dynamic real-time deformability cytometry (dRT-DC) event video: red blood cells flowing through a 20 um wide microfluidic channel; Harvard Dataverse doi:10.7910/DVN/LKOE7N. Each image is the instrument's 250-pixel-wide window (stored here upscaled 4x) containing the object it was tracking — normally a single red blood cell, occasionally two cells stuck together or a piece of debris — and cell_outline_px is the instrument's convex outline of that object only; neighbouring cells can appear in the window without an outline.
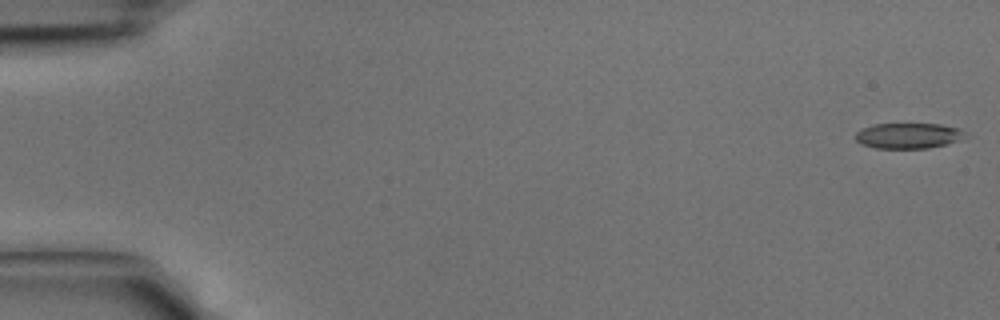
{"species": "common noctule bat (a hibernating species)", "species_latin": "Nyctalus noctula", "temperature_condition": "cold", "stored_images_in_passage": 42, "camera_frame_rate_fps": 3000, "um_per_image_px": 0.085, "animal": {"sex": "male", "body_mass_g": 15.6}, "frame": {"image": 1, "passage_image": 1, "time_ms": 0.0, "image_size_px": [1000, 320], "cell_outline_px": [[968, 136], [944, 144], [928, 148], [876, 148], [864, 144], [856, 140], [856, 132], [872, 124], [940, 124], [960, 128]], "centroid_in_image_um": [77.22, 11.52], "position_along_channel_um": 7.8, "area_um2": 16.07}}
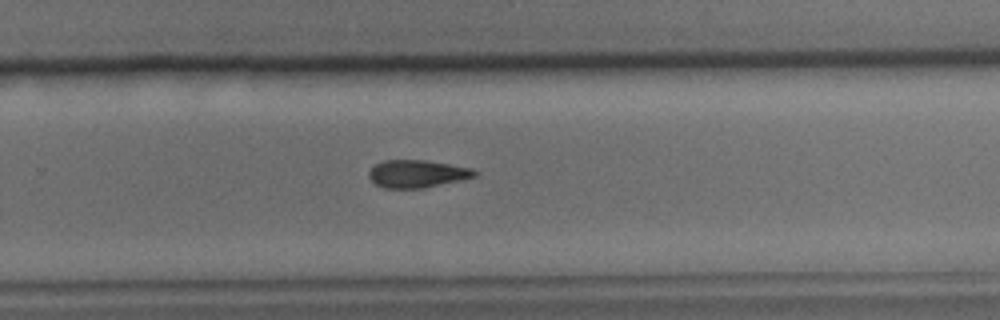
{"frame": {"image": 2, "passage_image": 28, "time_ms": 9.0, "image_size_px": [1000, 320], "cell_outline_px": [[480, 172], [476, 176], [424, 188], [384, 188], [376, 184], [368, 176], [368, 172], [376, 164], [384, 160], [424, 160], [472, 168]], "centroid_in_image_um": [35.46, 14.77], "position_along_channel_um": 294.3, "area_um2": 16.88}}
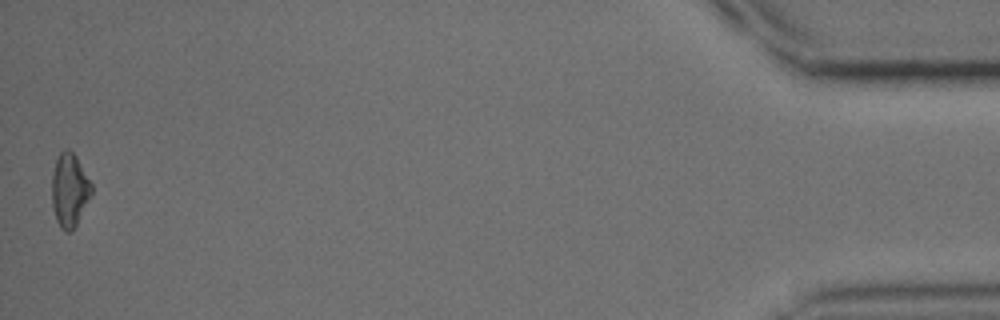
{"frame": {"image": 3, "passage_image": 42, "time_ms": 13.667, "image_size_px": [1000, 320], "cell_outline_px": [[92, 192], [72, 232], [64, 232], [60, 228], [56, 220], [52, 208], [52, 172], [56, 160], [60, 152], [64, 148], [68, 148], [76, 156], [92, 184]], "centroid_in_image_um": [5.89, 16.16], "position_along_channel_um": 429.3, "area_um2": 16.99}}